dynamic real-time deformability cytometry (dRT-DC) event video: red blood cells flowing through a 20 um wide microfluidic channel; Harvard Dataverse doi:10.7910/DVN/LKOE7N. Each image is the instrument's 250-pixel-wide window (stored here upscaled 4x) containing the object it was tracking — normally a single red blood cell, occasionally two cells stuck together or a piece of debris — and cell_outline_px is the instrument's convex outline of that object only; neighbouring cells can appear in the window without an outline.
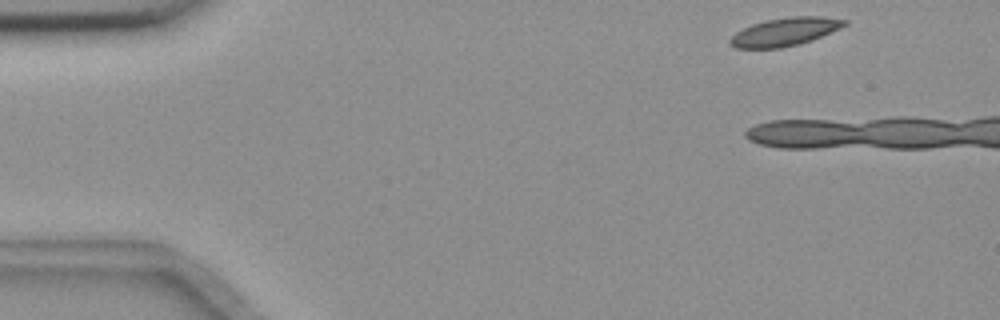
{"species": "common noctule bat (a hibernating species)", "species_latin": "Nyctalus noctula", "temperature_condition": "room temperature", "stored_images_in_passage": 4, "camera_frame_rate_fps": 3000, "um_per_image_px": 0.085, "animal": {"sex": "female", "body_mass_g": 18.4}, "frame": {"image": 1, "passage_image": 1, "time_ms": 0.0, "image_size_px": [1000, 320], "cell_outline_px": [[848, 24], [840, 28], [812, 40], [800, 44], [780, 48], [736, 48], [728, 44], [728, 40], [736, 32], [752, 24], [768, 20], [792, 16], [820, 16], [848, 20]], "centroid_in_image_um": [66.72, 2.71], "position_along_channel_um": 18.3, "area_um2": 18.73}}